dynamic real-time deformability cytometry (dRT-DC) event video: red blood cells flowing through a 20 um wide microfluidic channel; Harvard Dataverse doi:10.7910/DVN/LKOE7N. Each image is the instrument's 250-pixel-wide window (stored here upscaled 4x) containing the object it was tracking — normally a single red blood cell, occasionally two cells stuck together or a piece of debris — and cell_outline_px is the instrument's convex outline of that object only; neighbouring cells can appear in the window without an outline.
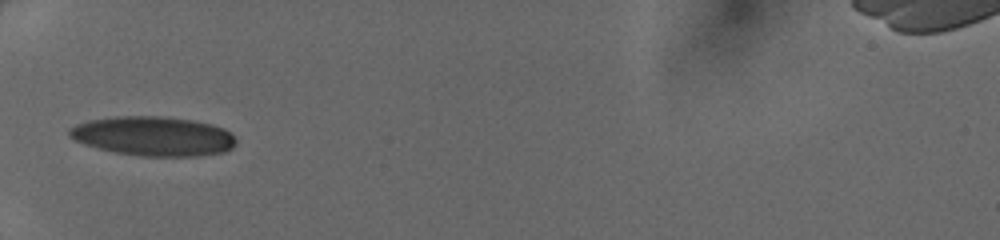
{"species": "human", "species_latin": "Homo sapiens", "temperature_condition": "cold", "stored_images_in_passage": 30, "camera_frame_rate_fps": 3000, "um_per_image_px": 0.085, "donor": {"sex": "female"}, "frame": {"image": 1, "passage_image": 1, "time_ms": 0.0, "image_size_px": [1000, 240], "cell_outline_px": [[236, 144], [232, 148], [224, 152], [196, 156], [140, 156], [112, 152], [96, 148], [84, 144], [68, 136], [68, 128], [76, 124], [88, 120], [116, 116], [160, 116], [192, 120], [212, 124], [224, 128], [236, 140]], "centroid_in_image_um": [12.99, 11.57], "position_along_channel_um": 72.0, "area_um2": 38.44}}
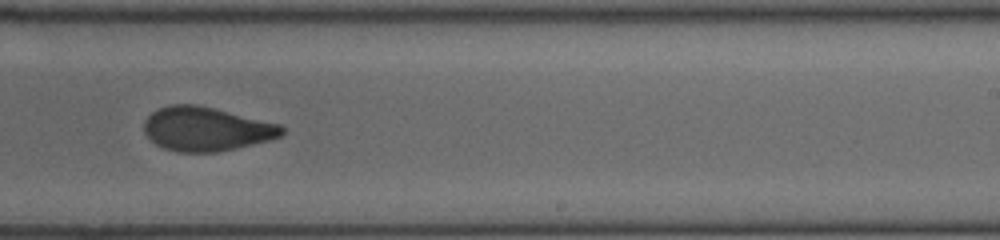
{"frame": {"image": 2, "passage_image": 15, "time_ms": 4.667, "image_size_px": [1000, 240], "cell_outline_px": [[284, 132], [280, 136], [268, 140], [236, 148], [216, 152], [176, 152], [164, 148], [156, 144], [144, 132], [144, 120], [152, 112], [168, 104], [196, 104], [280, 124], [284, 128]], "centroid_in_image_um": [17.5, 10.96], "position_along_channel_um": 271.5, "area_um2": 35.08}}
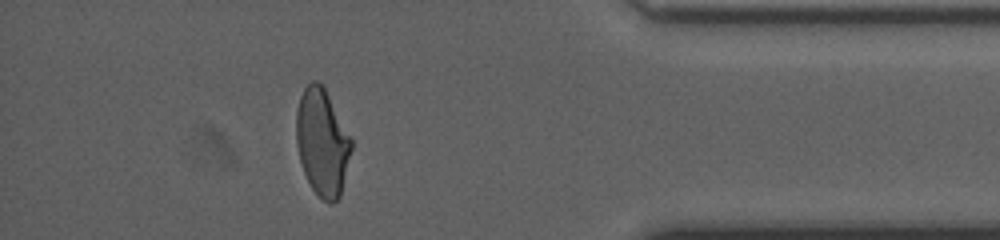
{"frame": {"image": 3, "passage_image": 26, "time_ms": 8.333, "image_size_px": [1000, 240], "cell_outline_px": [[352, 148], [340, 196], [332, 204], [328, 204], [312, 188], [304, 172], [300, 160], [296, 144], [296, 112], [300, 96], [304, 88], [312, 80], [316, 80], [324, 88], [352, 140]], "centroid_in_image_um": [27.37, 12.1], "position_along_channel_um": 407.8, "area_um2": 33.87}}